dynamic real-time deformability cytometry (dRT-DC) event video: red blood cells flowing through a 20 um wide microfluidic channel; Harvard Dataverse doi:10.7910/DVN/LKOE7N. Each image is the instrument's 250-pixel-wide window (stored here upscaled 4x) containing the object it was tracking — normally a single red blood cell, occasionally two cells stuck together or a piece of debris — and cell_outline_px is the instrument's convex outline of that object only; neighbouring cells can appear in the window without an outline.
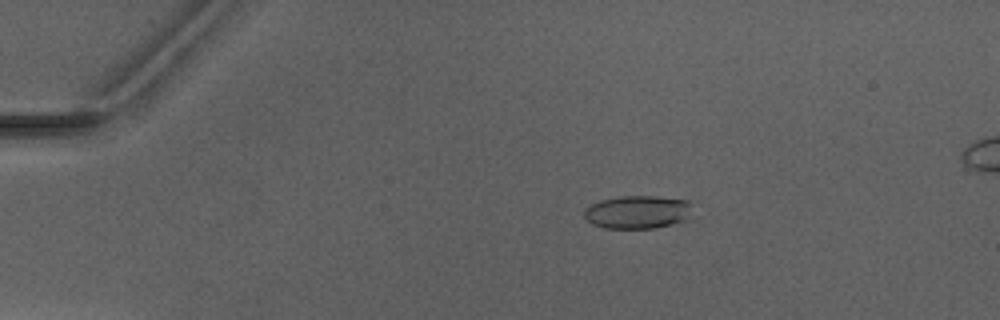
{"species": "Egyptian fruit bat (a non-hibernating species)", "species_latin": "Rousettus aegyptiacus", "temperature_condition": "warm", "stored_images_in_passage": 6, "camera_frame_rate_fps": 3000, "um_per_image_px": 0.085, "animal": {"sex": "male"}, "frame": {"image": 1, "passage_image": 3, "time_ms": 2.667, "image_size_px": [1000, 320], "cell_outline_px": [[692, 200], [684, 220], [672, 224], [656, 228], [604, 228], [592, 224], [584, 216], [584, 208], [600, 200], [620, 196], [656, 196]], "centroid_in_image_um": [54.15, 18.01], "position_along_channel_um": 30.8, "area_um2": 20.81}}
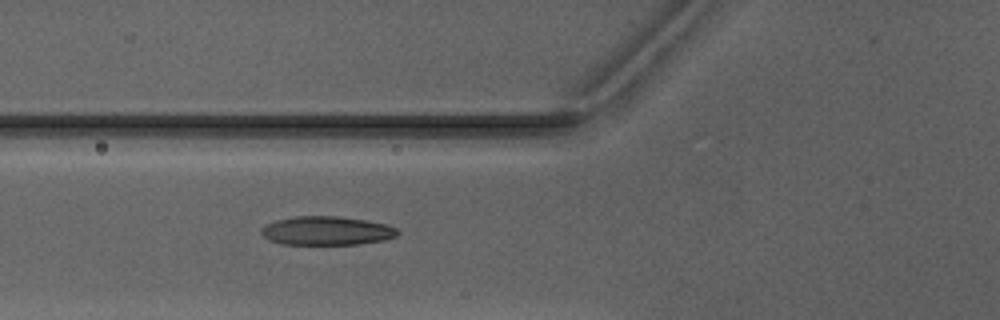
{"frame": {"image": 2, "passage_image": 6, "time_ms": 6.0, "image_size_px": [1000, 320], "cell_outline_px": [[400, 232], [396, 236], [384, 240], [360, 244], [280, 244], [268, 240], [260, 232], [260, 228], [276, 220], [296, 216], [340, 216], [368, 220], [388, 224], [396, 228]], "centroid_in_image_um": [27.79, 19.61], "position_along_channel_um": 98.0, "area_um2": 23.06}}